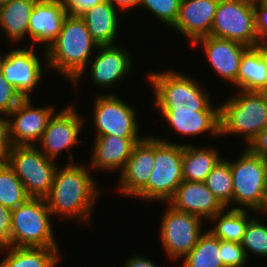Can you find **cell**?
<instances>
[{
	"label": "cell",
	"mask_w": 267,
	"mask_h": 267,
	"mask_svg": "<svg viewBox=\"0 0 267 267\" xmlns=\"http://www.w3.org/2000/svg\"><path fill=\"white\" fill-rule=\"evenodd\" d=\"M200 44V45H199ZM201 46L212 69L225 82L233 84L238 90V73L240 62L248 46L228 40L205 36L197 39L192 46Z\"/></svg>",
	"instance_id": "15"
},
{
	"label": "cell",
	"mask_w": 267,
	"mask_h": 267,
	"mask_svg": "<svg viewBox=\"0 0 267 267\" xmlns=\"http://www.w3.org/2000/svg\"><path fill=\"white\" fill-rule=\"evenodd\" d=\"M167 204L176 210L194 214L205 221H209L225 209L207 188L205 182L198 181L183 180L174 195L166 202Z\"/></svg>",
	"instance_id": "18"
},
{
	"label": "cell",
	"mask_w": 267,
	"mask_h": 267,
	"mask_svg": "<svg viewBox=\"0 0 267 267\" xmlns=\"http://www.w3.org/2000/svg\"><path fill=\"white\" fill-rule=\"evenodd\" d=\"M12 210L0 204V247L10 246Z\"/></svg>",
	"instance_id": "39"
},
{
	"label": "cell",
	"mask_w": 267,
	"mask_h": 267,
	"mask_svg": "<svg viewBox=\"0 0 267 267\" xmlns=\"http://www.w3.org/2000/svg\"><path fill=\"white\" fill-rule=\"evenodd\" d=\"M210 36L256 47L254 3L250 0H219Z\"/></svg>",
	"instance_id": "9"
},
{
	"label": "cell",
	"mask_w": 267,
	"mask_h": 267,
	"mask_svg": "<svg viewBox=\"0 0 267 267\" xmlns=\"http://www.w3.org/2000/svg\"><path fill=\"white\" fill-rule=\"evenodd\" d=\"M12 147L8 117L0 114V160L8 158Z\"/></svg>",
	"instance_id": "38"
},
{
	"label": "cell",
	"mask_w": 267,
	"mask_h": 267,
	"mask_svg": "<svg viewBox=\"0 0 267 267\" xmlns=\"http://www.w3.org/2000/svg\"><path fill=\"white\" fill-rule=\"evenodd\" d=\"M154 136V168L147 184L134 196L140 200L164 203L183 181L182 144Z\"/></svg>",
	"instance_id": "5"
},
{
	"label": "cell",
	"mask_w": 267,
	"mask_h": 267,
	"mask_svg": "<svg viewBox=\"0 0 267 267\" xmlns=\"http://www.w3.org/2000/svg\"><path fill=\"white\" fill-rule=\"evenodd\" d=\"M252 3L262 2L263 0H250Z\"/></svg>",
	"instance_id": "46"
},
{
	"label": "cell",
	"mask_w": 267,
	"mask_h": 267,
	"mask_svg": "<svg viewBox=\"0 0 267 267\" xmlns=\"http://www.w3.org/2000/svg\"><path fill=\"white\" fill-rule=\"evenodd\" d=\"M38 0H12L0 7V30L11 43H19L28 36L31 12Z\"/></svg>",
	"instance_id": "26"
},
{
	"label": "cell",
	"mask_w": 267,
	"mask_h": 267,
	"mask_svg": "<svg viewBox=\"0 0 267 267\" xmlns=\"http://www.w3.org/2000/svg\"><path fill=\"white\" fill-rule=\"evenodd\" d=\"M181 0H140L139 6L145 7L157 20L172 27L179 14Z\"/></svg>",
	"instance_id": "33"
},
{
	"label": "cell",
	"mask_w": 267,
	"mask_h": 267,
	"mask_svg": "<svg viewBox=\"0 0 267 267\" xmlns=\"http://www.w3.org/2000/svg\"><path fill=\"white\" fill-rule=\"evenodd\" d=\"M182 260V267H224L220 240L209 230L205 231L195 247Z\"/></svg>",
	"instance_id": "29"
},
{
	"label": "cell",
	"mask_w": 267,
	"mask_h": 267,
	"mask_svg": "<svg viewBox=\"0 0 267 267\" xmlns=\"http://www.w3.org/2000/svg\"><path fill=\"white\" fill-rule=\"evenodd\" d=\"M119 15L120 12L106 0L86 10L80 17L85 22L92 39L101 46L115 44L117 31L121 27Z\"/></svg>",
	"instance_id": "23"
},
{
	"label": "cell",
	"mask_w": 267,
	"mask_h": 267,
	"mask_svg": "<svg viewBox=\"0 0 267 267\" xmlns=\"http://www.w3.org/2000/svg\"><path fill=\"white\" fill-rule=\"evenodd\" d=\"M67 16V10L60 0H38L31 12L28 26L31 47H35L36 43H44L47 51L56 41Z\"/></svg>",
	"instance_id": "19"
},
{
	"label": "cell",
	"mask_w": 267,
	"mask_h": 267,
	"mask_svg": "<svg viewBox=\"0 0 267 267\" xmlns=\"http://www.w3.org/2000/svg\"><path fill=\"white\" fill-rule=\"evenodd\" d=\"M263 213L266 214V216H267V206L264 207V208L259 212V214H261V215H263Z\"/></svg>",
	"instance_id": "44"
},
{
	"label": "cell",
	"mask_w": 267,
	"mask_h": 267,
	"mask_svg": "<svg viewBox=\"0 0 267 267\" xmlns=\"http://www.w3.org/2000/svg\"><path fill=\"white\" fill-rule=\"evenodd\" d=\"M235 94L219 105L220 137L241 135L247 146L267 127V93L239 90Z\"/></svg>",
	"instance_id": "4"
},
{
	"label": "cell",
	"mask_w": 267,
	"mask_h": 267,
	"mask_svg": "<svg viewBox=\"0 0 267 267\" xmlns=\"http://www.w3.org/2000/svg\"><path fill=\"white\" fill-rule=\"evenodd\" d=\"M239 155L238 159L230 160L233 184V207L230 209L250 210L259 214L265 207L266 159L252 154L246 147Z\"/></svg>",
	"instance_id": "7"
},
{
	"label": "cell",
	"mask_w": 267,
	"mask_h": 267,
	"mask_svg": "<svg viewBox=\"0 0 267 267\" xmlns=\"http://www.w3.org/2000/svg\"><path fill=\"white\" fill-rule=\"evenodd\" d=\"M241 246L247 259H249L248 252L267 257V225L253 217L246 226Z\"/></svg>",
	"instance_id": "32"
},
{
	"label": "cell",
	"mask_w": 267,
	"mask_h": 267,
	"mask_svg": "<svg viewBox=\"0 0 267 267\" xmlns=\"http://www.w3.org/2000/svg\"><path fill=\"white\" fill-rule=\"evenodd\" d=\"M154 136L146 135L133 148L119 176L118 192L134 197L146 184L154 168Z\"/></svg>",
	"instance_id": "17"
},
{
	"label": "cell",
	"mask_w": 267,
	"mask_h": 267,
	"mask_svg": "<svg viewBox=\"0 0 267 267\" xmlns=\"http://www.w3.org/2000/svg\"><path fill=\"white\" fill-rule=\"evenodd\" d=\"M264 195H265V207L267 206V160L265 167V176H264Z\"/></svg>",
	"instance_id": "43"
},
{
	"label": "cell",
	"mask_w": 267,
	"mask_h": 267,
	"mask_svg": "<svg viewBox=\"0 0 267 267\" xmlns=\"http://www.w3.org/2000/svg\"><path fill=\"white\" fill-rule=\"evenodd\" d=\"M262 3L267 6V0H263Z\"/></svg>",
	"instance_id": "47"
},
{
	"label": "cell",
	"mask_w": 267,
	"mask_h": 267,
	"mask_svg": "<svg viewBox=\"0 0 267 267\" xmlns=\"http://www.w3.org/2000/svg\"><path fill=\"white\" fill-rule=\"evenodd\" d=\"M116 10L122 11L139 8L140 0H107ZM120 9V10H119Z\"/></svg>",
	"instance_id": "42"
},
{
	"label": "cell",
	"mask_w": 267,
	"mask_h": 267,
	"mask_svg": "<svg viewBox=\"0 0 267 267\" xmlns=\"http://www.w3.org/2000/svg\"><path fill=\"white\" fill-rule=\"evenodd\" d=\"M142 139L113 135L95 136L89 167L106 172L122 171L133 148Z\"/></svg>",
	"instance_id": "21"
},
{
	"label": "cell",
	"mask_w": 267,
	"mask_h": 267,
	"mask_svg": "<svg viewBox=\"0 0 267 267\" xmlns=\"http://www.w3.org/2000/svg\"><path fill=\"white\" fill-rule=\"evenodd\" d=\"M24 98L0 71V114L7 116Z\"/></svg>",
	"instance_id": "35"
},
{
	"label": "cell",
	"mask_w": 267,
	"mask_h": 267,
	"mask_svg": "<svg viewBox=\"0 0 267 267\" xmlns=\"http://www.w3.org/2000/svg\"><path fill=\"white\" fill-rule=\"evenodd\" d=\"M82 117L72 105L65 106L58 113H54L37 146L50 159L57 160L60 153L70 151L72 146L82 143L78 139L85 124ZM42 148V149H41Z\"/></svg>",
	"instance_id": "13"
},
{
	"label": "cell",
	"mask_w": 267,
	"mask_h": 267,
	"mask_svg": "<svg viewBox=\"0 0 267 267\" xmlns=\"http://www.w3.org/2000/svg\"><path fill=\"white\" fill-rule=\"evenodd\" d=\"M95 58L89 61L88 67L90 79L96 87L108 88L113 87L118 82L124 80L133 69V58L129 56L130 52L126 51L117 44L101 45L93 51Z\"/></svg>",
	"instance_id": "16"
},
{
	"label": "cell",
	"mask_w": 267,
	"mask_h": 267,
	"mask_svg": "<svg viewBox=\"0 0 267 267\" xmlns=\"http://www.w3.org/2000/svg\"><path fill=\"white\" fill-rule=\"evenodd\" d=\"M70 16H81L86 10L106 0H60Z\"/></svg>",
	"instance_id": "37"
},
{
	"label": "cell",
	"mask_w": 267,
	"mask_h": 267,
	"mask_svg": "<svg viewBox=\"0 0 267 267\" xmlns=\"http://www.w3.org/2000/svg\"><path fill=\"white\" fill-rule=\"evenodd\" d=\"M29 198L13 168L6 160H0V204L13 210Z\"/></svg>",
	"instance_id": "30"
},
{
	"label": "cell",
	"mask_w": 267,
	"mask_h": 267,
	"mask_svg": "<svg viewBox=\"0 0 267 267\" xmlns=\"http://www.w3.org/2000/svg\"><path fill=\"white\" fill-rule=\"evenodd\" d=\"M124 267H159L151 259L141 256L134 255L125 261Z\"/></svg>",
	"instance_id": "41"
},
{
	"label": "cell",
	"mask_w": 267,
	"mask_h": 267,
	"mask_svg": "<svg viewBox=\"0 0 267 267\" xmlns=\"http://www.w3.org/2000/svg\"><path fill=\"white\" fill-rule=\"evenodd\" d=\"M167 207L161 218L159 237L169 260L176 261L177 258H184L195 247L205 232L202 228L204 222L194 214L176 210L169 204Z\"/></svg>",
	"instance_id": "11"
},
{
	"label": "cell",
	"mask_w": 267,
	"mask_h": 267,
	"mask_svg": "<svg viewBox=\"0 0 267 267\" xmlns=\"http://www.w3.org/2000/svg\"><path fill=\"white\" fill-rule=\"evenodd\" d=\"M87 26L80 16L68 15L62 30L50 48L43 52L47 66L63 75L78 88L91 60V53L97 49Z\"/></svg>",
	"instance_id": "2"
},
{
	"label": "cell",
	"mask_w": 267,
	"mask_h": 267,
	"mask_svg": "<svg viewBox=\"0 0 267 267\" xmlns=\"http://www.w3.org/2000/svg\"><path fill=\"white\" fill-rule=\"evenodd\" d=\"M248 212L249 210L225 208L209 220L214 225L207 230L219 240L241 243L246 226L254 217Z\"/></svg>",
	"instance_id": "28"
},
{
	"label": "cell",
	"mask_w": 267,
	"mask_h": 267,
	"mask_svg": "<svg viewBox=\"0 0 267 267\" xmlns=\"http://www.w3.org/2000/svg\"><path fill=\"white\" fill-rule=\"evenodd\" d=\"M176 70L147 75L158 111H220L211 103L209 91L201 82ZM204 88V89H203ZM212 104V105H211Z\"/></svg>",
	"instance_id": "3"
},
{
	"label": "cell",
	"mask_w": 267,
	"mask_h": 267,
	"mask_svg": "<svg viewBox=\"0 0 267 267\" xmlns=\"http://www.w3.org/2000/svg\"><path fill=\"white\" fill-rule=\"evenodd\" d=\"M28 47L29 45L11 48L4 56L0 53V71L4 79L13 85L23 98H31L30 93L39 86L44 71L34 47Z\"/></svg>",
	"instance_id": "12"
},
{
	"label": "cell",
	"mask_w": 267,
	"mask_h": 267,
	"mask_svg": "<svg viewBox=\"0 0 267 267\" xmlns=\"http://www.w3.org/2000/svg\"><path fill=\"white\" fill-rule=\"evenodd\" d=\"M218 4L219 0H181L178 18L171 28L192 45L210 35Z\"/></svg>",
	"instance_id": "20"
},
{
	"label": "cell",
	"mask_w": 267,
	"mask_h": 267,
	"mask_svg": "<svg viewBox=\"0 0 267 267\" xmlns=\"http://www.w3.org/2000/svg\"><path fill=\"white\" fill-rule=\"evenodd\" d=\"M205 184L225 208L233 206L230 160L221 158L208 174Z\"/></svg>",
	"instance_id": "31"
},
{
	"label": "cell",
	"mask_w": 267,
	"mask_h": 267,
	"mask_svg": "<svg viewBox=\"0 0 267 267\" xmlns=\"http://www.w3.org/2000/svg\"><path fill=\"white\" fill-rule=\"evenodd\" d=\"M93 108L95 136L113 135L120 138H144L139 136V122L134 107L114 93L98 94Z\"/></svg>",
	"instance_id": "10"
},
{
	"label": "cell",
	"mask_w": 267,
	"mask_h": 267,
	"mask_svg": "<svg viewBox=\"0 0 267 267\" xmlns=\"http://www.w3.org/2000/svg\"><path fill=\"white\" fill-rule=\"evenodd\" d=\"M214 146L182 144L183 180L205 182L208 174L222 158Z\"/></svg>",
	"instance_id": "24"
},
{
	"label": "cell",
	"mask_w": 267,
	"mask_h": 267,
	"mask_svg": "<svg viewBox=\"0 0 267 267\" xmlns=\"http://www.w3.org/2000/svg\"><path fill=\"white\" fill-rule=\"evenodd\" d=\"M52 213L43 198H29L11 213V247L59 248L52 229Z\"/></svg>",
	"instance_id": "6"
},
{
	"label": "cell",
	"mask_w": 267,
	"mask_h": 267,
	"mask_svg": "<svg viewBox=\"0 0 267 267\" xmlns=\"http://www.w3.org/2000/svg\"><path fill=\"white\" fill-rule=\"evenodd\" d=\"M172 130L179 135L195 136L203 133L220 136V111H158Z\"/></svg>",
	"instance_id": "22"
},
{
	"label": "cell",
	"mask_w": 267,
	"mask_h": 267,
	"mask_svg": "<svg viewBox=\"0 0 267 267\" xmlns=\"http://www.w3.org/2000/svg\"><path fill=\"white\" fill-rule=\"evenodd\" d=\"M12 0H0V5H4L6 3H9Z\"/></svg>",
	"instance_id": "45"
},
{
	"label": "cell",
	"mask_w": 267,
	"mask_h": 267,
	"mask_svg": "<svg viewBox=\"0 0 267 267\" xmlns=\"http://www.w3.org/2000/svg\"><path fill=\"white\" fill-rule=\"evenodd\" d=\"M31 102V98H24L7 115L13 146L38 145L49 120L58 112L55 106L34 107Z\"/></svg>",
	"instance_id": "14"
},
{
	"label": "cell",
	"mask_w": 267,
	"mask_h": 267,
	"mask_svg": "<svg viewBox=\"0 0 267 267\" xmlns=\"http://www.w3.org/2000/svg\"><path fill=\"white\" fill-rule=\"evenodd\" d=\"M220 252L224 267H245L248 264L241 243L220 240Z\"/></svg>",
	"instance_id": "34"
},
{
	"label": "cell",
	"mask_w": 267,
	"mask_h": 267,
	"mask_svg": "<svg viewBox=\"0 0 267 267\" xmlns=\"http://www.w3.org/2000/svg\"><path fill=\"white\" fill-rule=\"evenodd\" d=\"M252 154L267 160V127L257 134L246 147Z\"/></svg>",
	"instance_id": "40"
},
{
	"label": "cell",
	"mask_w": 267,
	"mask_h": 267,
	"mask_svg": "<svg viewBox=\"0 0 267 267\" xmlns=\"http://www.w3.org/2000/svg\"><path fill=\"white\" fill-rule=\"evenodd\" d=\"M256 47L267 48V6L262 2L254 3Z\"/></svg>",
	"instance_id": "36"
},
{
	"label": "cell",
	"mask_w": 267,
	"mask_h": 267,
	"mask_svg": "<svg viewBox=\"0 0 267 267\" xmlns=\"http://www.w3.org/2000/svg\"><path fill=\"white\" fill-rule=\"evenodd\" d=\"M7 163L13 168L30 198H45L58 168L36 145H16L9 152Z\"/></svg>",
	"instance_id": "8"
},
{
	"label": "cell",
	"mask_w": 267,
	"mask_h": 267,
	"mask_svg": "<svg viewBox=\"0 0 267 267\" xmlns=\"http://www.w3.org/2000/svg\"><path fill=\"white\" fill-rule=\"evenodd\" d=\"M0 252L6 253L0 267H55L61 259L59 248L2 246Z\"/></svg>",
	"instance_id": "27"
},
{
	"label": "cell",
	"mask_w": 267,
	"mask_h": 267,
	"mask_svg": "<svg viewBox=\"0 0 267 267\" xmlns=\"http://www.w3.org/2000/svg\"><path fill=\"white\" fill-rule=\"evenodd\" d=\"M238 90L267 92V48H249L242 56Z\"/></svg>",
	"instance_id": "25"
},
{
	"label": "cell",
	"mask_w": 267,
	"mask_h": 267,
	"mask_svg": "<svg viewBox=\"0 0 267 267\" xmlns=\"http://www.w3.org/2000/svg\"><path fill=\"white\" fill-rule=\"evenodd\" d=\"M67 155L68 164L57 168L52 187L44 199L52 216L90 224L92 209L101 190L88 166L75 163L72 152Z\"/></svg>",
	"instance_id": "1"
}]
</instances>
